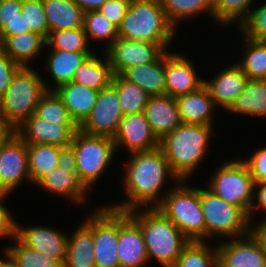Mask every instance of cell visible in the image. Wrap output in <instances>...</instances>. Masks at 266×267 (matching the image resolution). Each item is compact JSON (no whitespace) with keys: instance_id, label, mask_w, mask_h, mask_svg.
<instances>
[{"instance_id":"obj_1","label":"cell","mask_w":266,"mask_h":267,"mask_svg":"<svg viewBox=\"0 0 266 267\" xmlns=\"http://www.w3.org/2000/svg\"><path fill=\"white\" fill-rule=\"evenodd\" d=\"M128 156L130 157L126 160L127 164L124 163V172L121 176L123 193L127 199L120 203L106 205L112 209L126 212L138 208H156L174 187L173 184L176 185L180 179L173 173L160 148L132 152ZM168 180L173 184L165 189Z\"/></svg>"},{"instance_id":"obj_2","label":"cell","mask_w":266,"mask_h":267,"mask_svg":"<svg viewBox=\"0 0 266 267\" xmlns=\"http://www.w3.org/2000/svg\"><path fill=\"white\" fill-rule=\"evenodd\" d=\"M215 128L216 125L182 123L159 141V148L180 180L190 183L197 168L201 167L210 151Z\"/></svg>"},{"instance_id":"obj_3","label":"cell","mask_w":266,"mask_h":267,"mask_svg":"<svg viewBox=\"0 0 266 267\" xmlns=\"http://www.w3.org/2000/svg\"><path fill=\"white\" fill-rule=\"evenodd\" d=\"M127 212L142 231L149 264L154 260L163 267H174L189 240L157 208Z\"/></svg>"},{"instance_id":"obj_4","label":"cell","mask_w":266,"mask_h":267,"mask_svg":"<svg viewBox=\"0 0 266 267\" xmlns=\"http://www.w3.org/2000/svg\"><path fill=\"white\" fill-rule=\"evenodd\" d=\"M178 30L168 20L160 0H131L118 27V37L160 44L166 51ZM169 47V48H168Z\"/></svg>"},{"instance_id":"obj_5","label":"cell","mask_w":266,"mask_h":267,"mask_svg":"<svg viewBox=\"0 0 266 267\" xmlns=\"http://www.w3.org/2000/svg\"><path fill=\"white\" fill-rule=\"evenodd\" d=\"M37 71L33 66H21L0 99V117L15 130L36 112L41 96L53 90V85L45 80L48 78Z\"/></svg>"},{"instance_id":"obj_6","label":"cell","mask_w":266,"mask_h":267,"mask_svg":"<svg viewBox=\"0 0 266 267\" xmlns=\"http://www.w3.org/2000/svg\"><path fill=\"white\" fill-rule=\"evenodd\" d=\"M180 180L156 207L189 241H206L200 188Z\"/></svg>"},{"instance_id":"obj_7","label":"cell","mask_w":266,"mask_h":267,"mask_svg":"<svg viewBox=\"0 0 266 267\" xmlns=\"http://www.w3.org/2000/svg\"><path fill=\"white\" fill-rule=\"evenodd\" d=\"M70 145L75 151L78 176L92 191L93 185L101 180L112 161L117 159L116 145L110 137L90 135L80 129L74 132Z\"/></svg>"},{"instance_id":"obj_8","label":"cell","mask_w":266,"mask_h":267,"mask_svg":"<svg viewBox=\"0 0 266 267\" xmlns=\"http://www.w3.org/2000/svg\"><path fill=\"white\" fill-rule=\"evenodd\" d=\"M200 204L206 225V241L219 242L249 234L248 216L206 187H200Z\"/></svg>"},{"instance_id":"obj_9","label":"cell","mask_w":266,"mask_h":267,"mask_svg":"<svg viewBox=\"0 0 266 267\" xmlns=\"http://www.w3.org/2000/svg\"><path fill=\"white\" fill-rule=\"evenodd\" d=\"M213 171L206 187L216 196L239 207L248 216L254 201L255 183L243 157L221 161Z\"/></svg>"},{"instance_id":"obj_10","label":"cell","mask_w":266,"mask_h":267,"mask_svg":"<svg viewBox=\"0 0 266 267\" xmlns=\"http://www.w3.org/2000/svg\"><path fill=\"white\" fill-rule=\"evenodd\" d=\"M119 211L106 204L94 207L93 242L95 267H120L118 260Z\"/></svg>"},{"instance_id":"obj_11","label":"cell","mask_w":266,"mask_h":267,"mask_svg":"<svg viewBox=\"0 0 266 267\" xmlns=\"http://www.w3.org/2000/svg\"><path fill=\"white\" fill-rule=\"evenodd\" d=\"M31 184L27 144L15 133L0 149V193L12 194Z\"/></svg>"},{"instance_id":"obj_12","label":"cell","mask_w":266,"mask_h":267,"mask_svg":"<svg viewBox=\"0 0 266 267\" xmlns=\"http://www.w3.org/2000/svg\"><path fill=\"white\" fill-rule=\"evenodd\" d=\"M123 116L116 89L110 85L99 91L92 112L79 129L90 135L113 138Z\"/></svg>"},{"instance_id":"obj_13","label":"cell","mask_w":266,"mask_h":267,"mask_svg":"<svg viewBox=\"0 0 266 267\" xmlns=\"http://www.w3.org/2000/svg\"><path fill=\"white\" fill-rule=\"evenodd\" d=\"M166 50L158 43L117 38L105 51L114 75L136 65L155 62Z\"/></svg>"},{"instance_id":"obj_14","label":"cell","mask_w":266,"mask_h":267,"mask_svg":"<svg viewBox=\"0 0 266 267\" xmlns=\"http://www.w3.org/2000/svg\"><path fill=\"white\" fill-rule=\"evenodd\" d=\"M15 237L29 248L59 260L64 264L68 233L62 229L41 225H20L16 221Z\"/></svg>"},{"instance_id":"obj_15","label":"cell","mask_w":266,"mask_h":267,"mask_svg":"<svg viewBox=\"0 0 266 267\" xmlns=\"http://www.w3.org/2000/svg\"><path fill=\"white\" fill-rule=\"evenodd\" d=\"M180 52L165 51L166 95L177 98L197 91L204 85L198 74L194 60Z\"/></svg>"},{"instance_id":"obj_16","label":"cell","mask_w":266,"mask_h":267,"mask_svg":"<svg viewBox=\"0 0 266 267\" xmlns=\"http://www.w3.org/2000/svg\"><path fill=\"white\" fill-rule=\"evenodd\" d=\"M78 129L75 122H48L34 113L15 130V133L26 144L46 143L66 147L71 144L73 134Z\"/></svg>"},{"instance_id":"obj_17","label":"cell","mask_w":266,"mask_h":267,"mask_svg":"<svg viewBox=\"0 0 266 267\" xmlns=\"http://www.w3.org/2000/svg\"><path fill=\"white\" fill-rule=\"evenodd\" d=\"M112 140L117 151L123 148L128 154L159 148L144 112L124 115Z\"/></svg>"},{"instance_id":"obj_18","label":"cell","mask_w":266,"mask_h":267,"mask_svg":"<svg viewBox=\"0 0 266 267\" xmlns=\"http://www.w3.org/2000/svg\"><path fill=\"white\" fill-rule=\"evenodd\" d=\"M216 247L217 267H266V255L250 233L220 241Z\"/></svg>"},{"instance_id":"obj_19","label":"cell","mask_w":266,"mask_h":267,"mask_svg":"<svg viewBox=\"0 0 266 267\" xmlns=\"http://www.w3.org/2000/svg\"><path fill=\"white\" fill-rule=\"evenodd\" d=\"M117 250L120 267L149 266L142 231L126 211H119V240Z\"/></svg>"},{"instance_id":"obj_20","label":"cell","mask_w":266,"mask_h":267,"mask_svg":"<svg viewBox=\"0 0 266 267\" xmlns=\"http://www.w3.org/2000/svg\"><path fill=\"white\" fill-rule=\"evenodd\" d=\"M34 186L42 188L44 193L61 196V198L69 200L72 205L76 203L77 206L81 204L85 206L87 199L90 198L89 189L80 180L77 168L57 166L44 175Z\"/></svg>"},{"instance_id":"obj_21","label":"cell","mask_w":266,"mask_h":267,"mask_svg":"<svg viewBox=\"0 0 266 267\" xmlns=\"http://www.w3.org/2000/svg\"><path fill=\"white\" fill-rule=\"evenodd\" d=\"M215 74L210 79L203 78L204 86L209 91L215 105L226 111L243 92L249 79L233 62Z\"/></svg>"},{"instance_id":"obj_22","label":"cell","mask_w":266,"mask_h":267,"mask_svg":"<svg viewBox=\"0 0 266 267\" xmlns=\"http://www.w3.org/2000/svg\"><path fill=\"white\" fill-rule=\"evenodd\" d=\"M88 213L75 231L69 232L63 267H95L93 210Z\"/></svg>"},{"instance_id":"obj_23","label":"cell","mask_w":266,"mask_h":267,"mask_svg":"<svg viewBox=\"0 0 266 267\" xmlns=\"http://www.w3.org/2000/svg\"><path fill=\"white\" fill-rule=\"evenodd\" d=\"M144 113L159 141L182 124L176 100L169 95L150 96Z\"/></svg>"},{"instance_id":"obj_24","label":"cell","mask_w":266,"mask_h":267,"mask_svg":"<svg viewBox=\"0 0 266 267\" xmlns=\"http://www.w3.org/2000/svg\"><path fill=\"white\" fill-rule=\"evenodd\" d=\"M183 124L214 126L218 109L207 88L203 85L197 91L175 98Z\"/></svg>"},{"instance_id":"obj_25","label":"cell","mask_w":266,"mask_h":267,"mask_svg":"<svg viewBox=\"0 0 266 267\" xmlns=\"http://www.w3.org/2000/svg\"><path fill=\"white\" fill-rule=\"evenodd\" d=\"M54 91L60 97L70 117L78 127L89 117L99 93L96 89L72 81L58 86Z\"/></svg>"},{"instance_id":"obj_26","label":"cell","mask_w":266,"mask_h":267,"mask_svg":"<svg viewBox=\"0 0 266 267\" xmlns=\"http://www.w3.org/2000/svg\"><path fill=\"white\" fill-rule=\"evenodd\" d=\"M0 49L20 66L30 67V63L44 56L46 39L38 33L26 32L6 38Z\"/></svg>"},{"instance_id":"obj_27","label":"cell","mask_w":266,"mask_h":267,"mask_svg":"<svg viewBox=\"0 0 266 267\" xmlns=\"http://www.w3.org/2000/svg\"><path fill=\"white\" fill-rule=\"evenodd\" d=\"M47 52L45 70L48 72L49 82L53 83V90L58 86L71 82L75 71L86 61L94 52H74L62 50H49Z\"/></svg>"},{"instance_id":"obj_28","label":"cell","mask_w":266,"mask_h":267,"mask_svg":"<svg viewBox=\"0 0 266 267\" xmlns=\"http://www.w3.org/2000/svg\"><path fill=\"white\" fill-rule=\"evenodd\" d=\"M120 75L138 85L149 96L166 95L165 52L155 62L129 67Z\"/></svg>"},{"instance_id":"obj_29","label":"cell","mask_w":266,"mask_h":267,"mask_svg":"<svg viewBox=\"0 0 266 267\" xmlns=\"http://www.w3.org/2000/svg\"><path fill=\"white\" fill-rule=\"evenodd\" d=\"M226 112L248 118H266V83L264 80L249 79L243 92Z\"/></svg>"},{"instance_id":"obj_30","label":"cell","mask_w":266,"mask_h":267,"mask_svg":"<svg viewBox=\"0 0 266 267\" xmlns=\"http://www.w3.org/2000/svg\"><path fill=\"white\" fill-rule=\"evenodd\" d=\"M95 52L75 71L72 82L100 91L111 85L114 73L107 55Z\"/></svg>"},{"instance_id":"obj_31","label":"cell","mask_w":266,"mask_h":267,"mask_svg":"<svg viewBox=\"0 0 266 267\" xmlns=\"http://www.w3.org/2000/svg\"><path fill=\"white\" fill-rule=\"evenodd\" d=\"M49 33L83 27L84 11L73 0H42Z\"/></svg>"},{"instance_id":"obj_32","label":"cell","mask_w":266,"mask_h":267,"mask_svg":"<svg viewBox=\"0 0 266 267\" xmlns=\"http://www.w3.org/2000/svg\"><path fill=\"white\" fill-rule=\"evenodd\" d=\"M242 37V55L235 64L248 79H263L266 75V41Z\"/></svg>"},{"instance_id":"obj_33","label":"cell","mask_w":266,"mask_h":267,"mask_svg":"<svg viewBox=\"0 0 266 267\" xmlns=\"http://www.w3.org/2000/svg\"><path fill=\"white\" fill-rule=\"evenodd\" d=\"M168 20L178 29L184 20L208 14L213 19V0H160Z\"/></svg>"},{"instance_id":"obj_34","label":"cell","mask_w":266,"mask_h":267,"mask_svg":"<svg viewBox=\"0 0 266 267\" xmlns=\"http://www.w3.org/2000/svg\"><path fill=\"white\" fill-rule=\"evenodd\" d=\"M60 147L51 144H27L28 168L34 186L58 166Z\"/></svg>"},{"instance_id":"obj_35","label":"cell","mask_w":266,"mask_h":267,"mask_svg":"<svg viewBox=\"0 0 266 267\" xmlns=\"http://www.w3.org/2000/svg\"><path fill=\"white\" fill-rule=\"evenodd\" d=\"M111 85L116 89L123 115L144 112L149 95L138 85L114 75Z\"/></svg>"},{"instance_id":"obj_36","label":"cell","mask_w":266,"mask_h":267,"mask_svg":"<svg viewBox=\"0 0 266 267\" xmlns=\"http://www.w3.org/2000/svg\"><path fill=\"white\" fill-rule=\"evenodd\" d=\"M258 0H213V21L216 25L238 26L246 19ZM252 6V7H251Z\"/></svg>"},{"instance_id":"obj_37","label":"cell","mask_w":266,"mask_h":267,"mask_svg":"<svg viewBox=\"0 0 266 267\" xmlns=\"http://www.w3.org/2000/svg\"><path fill=\"white\" fill-rule=\"evenodd\" d=\"M83 27L91 45L96 41L97 45L104 43L103 51L118 38V28L99 10L84 12Z\"/></svg>"},{"instance_id":"obj_38","label":"cell","mask_w":266,"mask_h":267,"mask_svg":"<svg viewBox=\"0 0 266 267\" xmlns=\"http://www.w3.org/2000/svg\"><path fill=\"white\" fill-rule=\"evenodd\" d=\"M174 267H217V247L207 241H189Z\"/></svg>"},{"instance_id":"obj_39","label":"cell","mask_w":266,"mask_h":267,"mask_svg":"<svg viewBox=\"0 0 266 267\" xmlns=\"http://www.w3.org/2000/svg\"><path fill=\"white\" fill-rule=\"evenodd\" d=\"M84 27L63 29L49 33L46 47L49 50H62L74 52H93Z\"/></svg>"},{"instance_id":"obj_40","label":"cell","mask_w":266,"mask_h":267,"mask_svg":"<svg viewBox=\"0 0 266 267\" xmlns=\"http://www.w3.org/2000/svg\"><path fill=\"white\" fill-rule=\"evenodd\" d=\"M12 245L3 246L18 262L21 267H63V264L54 258L41 254L21 243L13 237Z\"/></svg>"},{"instance_id":"obj_41","label":"cell","mask_w":266,"mask_h":267,"mask_svg":"<svg viewBox=\"0 0 266 267\" xmlns=\"http://www.w3.org/2000/svg\"><path fill=\"white\" fill-rule=\"evenodd\" d=\"M35 114L48 122H74L54 90H47L41 96Z\"/></svg>"},{"instance_id":"obj_42","label":"cell","mask_w":266,"mask_h":267,"mask_svg":"<svg viewBox=\"0 0 266 267\" xmlns=\"http://www.w3.org/2000/svg\"><path fill=\"white\" fill-rule=\"evenodd\" d=\"M254 5L246 19L238 26L240 36L252 40L266 41V1Z\"/></svg>"},{"instance_id":"obj_43","label":"cell","mask_w":266,"mask_h":267,"mask_svg":"<svg viewBox=\"0 0 266 267\" xmlns=\"http://www.w3.org/2000/svg\"><path fill=\"white\" fill-rule=\"evenodd\" d=\"M22 13L26 16L27 32L38 33L47 39L49 25L42 0H22Z\"/></svg>"},{"instance_id":"obj_44","label":"cell","mask_w":266,"mask_h":267,"mask_svg":"<svg viewBox=\"0 0 266 267\" xmlns=\"http://www.w3.org/2000/svg\"><path fill=\"white\" fill-rule=\"evenodd\" d=\"M257 149L243 160L250 170L254 183L266 182V146Z\"/></svg>"},{"instance_id":"obj_45","label":"cell","mask_w":266,"mask_h":267,"mask_svg":"<svg viewBox=\"0 0 266 267\" xmlns=\"http://www.w3.org/2000/svg\"><path fill=\"white\" fill-rule=\"evenodd\" d=\"M8 197L10 194L0 193V239L12 240L15 237L16 221L6 204Z\"/></svg>"},{"instance_id":"obj_46","label":"cell","mask_w":266,"mask_h":267,"mask_svg":"<svg viewBox=\"0 0 266 267\" xmlns=\"http://www.w3.org/2000/svg\"><path fill=\"white\" fill-rule=\"evenodd\" d=\"M131 0H107L99 11L117 28L121 24Z\"/></svg>"},{"instance_id":"obj_47","label":"cell","mask_w":266,"mask_h":267,"mask_svg":"<svg viewBox=\"0 0 266 267\" xmlns=\"http://www.w3.org/2000/svg\"><path fill=\"white\" fill-rule=\"evenodd\" d=\"M20 67L0 49V99L5 95L11 79Z\"/></svg>"},{"instance_id":"obj_48","label":"cell","mask_w":266,"mask_h":267,"mask_svg":"<svg viewBox=\"0 0 266 267\" xmlns=\"http://www.w3.org/2000/svg\"><path fill=\"white\" fill-rule=\"evenodd\" d=\"M20 12H22V0H0V32Z\"/></svg>"},{"instance_id":"obj_49","label":"cell","mask_w":266,"mask_h":267,"mask_svg":"<svg viewBox=\"0 0 266 267\" xmlns=\"http://www.w3.org/2000/svg\"><path fill=\"white\" fill-rule=\"evenodd\" d=\"M258 209H262L261 212L266 214V182L255 183L254 201L248 215L249 222L255 221ZM262 217L266 218V215Z\"/></svg>"},{"instance_id":"obj_50","label":"cell","mask_w":266,"mask_h":267,"mask_svg":"<svg viewBox=\"0 0 266 267\" xmlns=\"http://www.w3.org/2000/svg\"><path fill=\"white\" fill-rule=\"evenodd\" d=\"M27 32L26 16L20 12L17 16L6 25L0 32V44L8 37L16 36Z\"/></svg>"},{"instance_id":"obj_51","label":"cell","mask_w":266,"mask_h":267,"mask_svg":"<svg viewBox=\"0 0 266 267\" xmlns=\"http://www.w3.org/2000/svg\"><path fill=\"white\" fill-rule=\"evenodd\" d=\"M255 220L256 222H250L249 233L259 243L261 249L266 255V218H260V220L256 218Z\"/></svg>"},{"instance_id":"obj_52","label":"cell","mask_w":266,"mask_h":267,"mask_svg":"<svg viewBox=\"0 0 266 267\" xmlns=\"http://www.w3.org/2000/svg\"><path fill=\"white\" fill-rule=\"evenodd\" d=\"M58 166L65 168H77L75 151L71 145L60 147Z\"/></svg>"},{"instance_id":"obj_53","label":"cell","mask_w":266,"mask_h":267,"mask_svg":"<svg viewBox=\"0 0 266 267\" xmlns=\"http://www.w3.org/2000/svg\"><path fill=\"white\" fill-rule=\"evenodd\" d=\"M84 12L86 11H96L107 0H73Z\"/></svg>"},{"instance_id":"obj_54","label":"cell","mask_w":266,"mask_h":267,"mask_svg":"<svg viewBox=\"0 0 266 267\" xmlns=\"http://www.w3.org/2000/svg\"><path fill=\"white\" fill-rule=\"evenodd\" d=\"M15 134V129L5 123L2 119L0 120V149L5 143Z\"/></svg>"},{"instance_id":"obj_55","label":"cell","mask_w":266,"mask_h":267,"mask_svg":"<svg viewBox=\"0 0 266 267\" xmlns=\"http://www.w3.org/2000/svg\"><path fill=\"white\" fill-rule=\"evenodd\" d=\"M2 254L0 259V267H21L13 256L4 248H2Z\"/></svg>"}]
</instances>
